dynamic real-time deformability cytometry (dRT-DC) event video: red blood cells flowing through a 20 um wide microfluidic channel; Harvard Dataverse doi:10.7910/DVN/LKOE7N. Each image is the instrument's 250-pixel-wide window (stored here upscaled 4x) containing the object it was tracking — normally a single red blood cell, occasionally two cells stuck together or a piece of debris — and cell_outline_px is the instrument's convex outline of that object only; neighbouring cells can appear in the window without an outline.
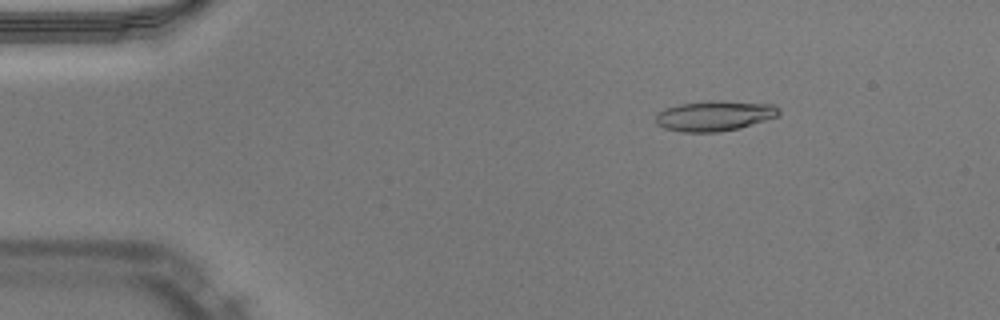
{"species": "Egyptian fruit bat (a non-hibernating species)", "species_latin": "Rousettus aegyptiacus", "temperature_condition": "warm", "stored_images_in_passage": 51, "camera_frame_rate_fps": 3000, "um_per_image_px": 0.085, "animal": {"sex": "male"}, "frame": {"image": 1, "passage_image": 8, "time_ms": 2.333, "image_size_px": [1000, 320], "cell_outline_px": [[780, 116], [740, 128], [720, 132], [680, 132], [664, 128], [656, 124], [656, 112], [664, 108], [680, 104], [712, 100], [720, 100], [772, 104], [780, 108]], "centroid_in_image_um": [60.74, 9.84], "position_along_channel_um": 24.3, "area_um2": 22.08}}
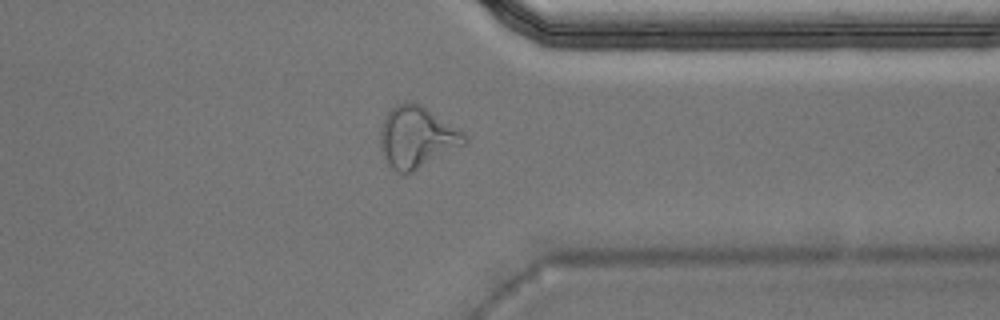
{"frame": {"image": 2, "passage_image": 40, "time_ms": 13.0, "image_size_px": [1000, 320], "cell_outline_px": [[468, 144], [412, 172], [400, 172], [392, 168], [388, 164], [380, 148], [380, 132], [384, 116], [392, 108], [404, 100], [412, 100], [420, 104], [464, 132], [468, 136]], "centroid_in_image_um": [35.46, 11.64], "position_along_channel_um": 375.9, "area_um2": 30.35}}
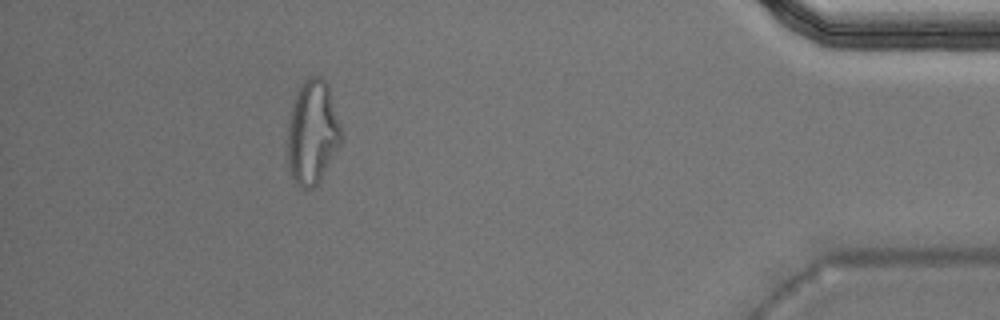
{"frame": {"image": 3, "passage_image": 46, "time_ms": 15.0, "image_size_px": [1000, 320], "cell_outline_px": [[344, 140], [320, 180], [312, 188], [300, 188], [296, 184], [292, 176], [288, 164], [288, 124], [292, 108], [300, 84], [304, 80], [312, 76], [320, 76], [328, 84], [344, 132]], "centroid_in_image_um": [26.61, 11.26], "position_along_channel_um": 408.6, "area_um2": 32.89}, "authors_computed_cell_mechanics": {"area_um2": 21.4438, "velocity_mm_per_s": 4.0319, "shape_relaxation_time_tau1_ms": null, "shape_relaxation_time_tau2_ms": 2.0157, "deformation_change_tau1": null, "deformation_change_tau2": 0.1307}}